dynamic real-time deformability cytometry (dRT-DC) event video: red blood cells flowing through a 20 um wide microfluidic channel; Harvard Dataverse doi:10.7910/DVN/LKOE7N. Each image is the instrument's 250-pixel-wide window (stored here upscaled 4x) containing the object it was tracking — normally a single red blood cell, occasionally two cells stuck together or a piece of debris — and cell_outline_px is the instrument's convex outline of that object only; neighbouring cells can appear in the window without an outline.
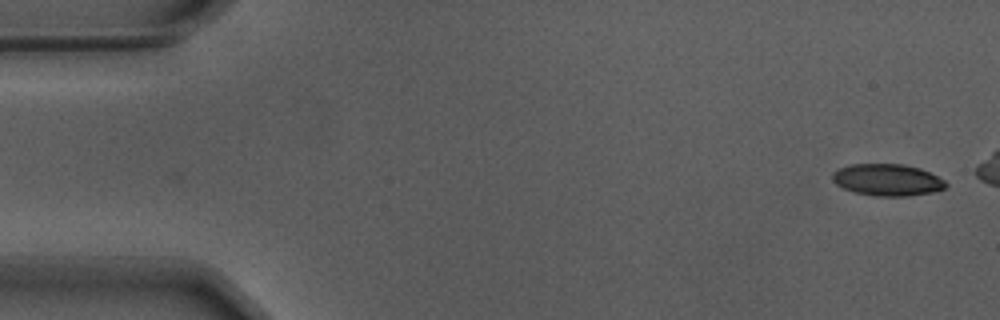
{"species": "Egyptian fruit bat (a non-hibernating species)", "species_latin": "Rousettus aegyptiacus", "temperature_condition": "warm", "stored_images_in_passage": 10, "camera_frame_rate_fps": 3000, "um_per_image_px": 0.085, "animal": {"sex": "male"}, "frame": {"image": 1, "passage_image": 1, "time_ms": 0.0, "image_size_px": [1000, 320], "cell_outline_px": [[948, 184], [944, 188], [932, 192], [908, 196], [880, 196], [856, 192], [844, 188], [836, 184], [832, 180], [832, 172], [848, 164], [904, 164], [920, 168], [944, 180]], "centroid_in_image_um": [75.41, 15.28], "position_along_channel_um": 9.6, "area_um2": 20.87}}